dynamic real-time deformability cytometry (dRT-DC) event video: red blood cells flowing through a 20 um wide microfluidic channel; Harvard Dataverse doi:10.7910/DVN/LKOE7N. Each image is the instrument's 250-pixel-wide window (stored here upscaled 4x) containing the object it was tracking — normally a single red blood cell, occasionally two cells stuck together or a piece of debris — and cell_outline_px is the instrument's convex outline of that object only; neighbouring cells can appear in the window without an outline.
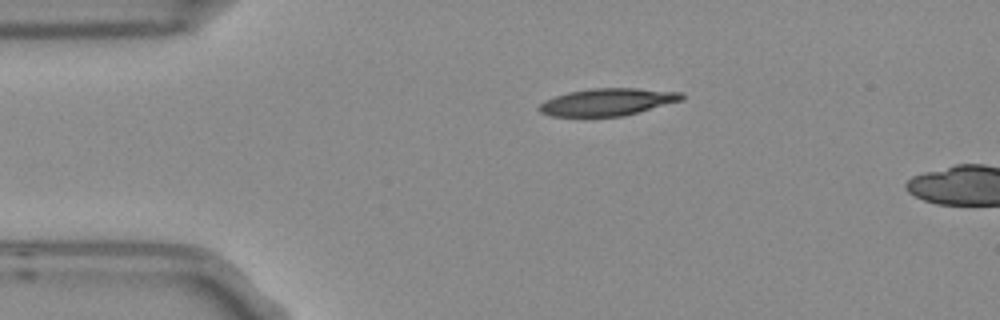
{"species": "Egyptian fruit bat (a non-hibernating species)", "species_latin": "Rousettus aegyptiacus", "temperature_condition": "room temperature", "stored_images_in_passage": 2, "camera_frame_rate_fps": 3000, "um_per_image_px": 0.085, "frame": {"image": 1, "passage_image": 2, "time_ms": 0.333, "image_size_px": [1000, 320], "cell_outline_px": [[684, 100], [624, 116], [552, 116], [540, 112], [536, 108], [544, 100], [568, 92], [592, 88], [636, 88], [680, 92], [684, 96]], "centroid_in_image_um": [51.64, 8.67], "position_along_channel_um": 33.4, "area_um2": 22.66}}